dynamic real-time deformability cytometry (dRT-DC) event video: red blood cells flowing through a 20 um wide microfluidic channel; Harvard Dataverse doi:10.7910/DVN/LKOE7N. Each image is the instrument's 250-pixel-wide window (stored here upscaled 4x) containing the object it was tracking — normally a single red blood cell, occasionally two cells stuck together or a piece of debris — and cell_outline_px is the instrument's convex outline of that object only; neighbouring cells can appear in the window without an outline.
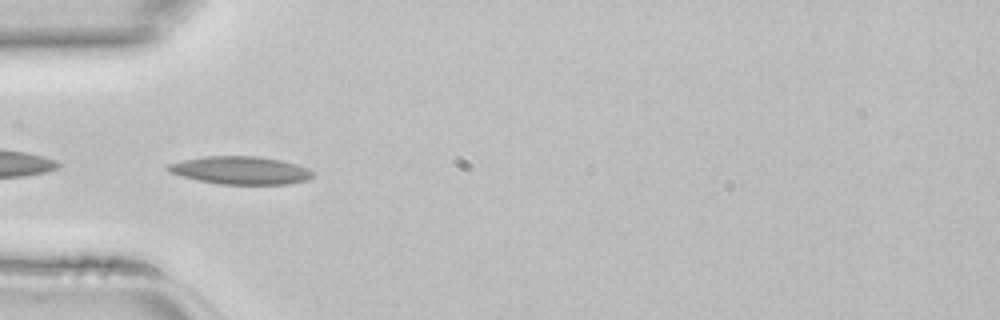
{"species": "common noctule bat (a hibernating species)", "species_latin": "Nyctalus noctula", "temperature_condition": "room temperature", "stored_images_in_passage": 44, "camera_frame_rate_fps": 3000, "um_per_image_px": 0.085, "animal": {"sex": "female", "body_mass_g": 22.7, "forearm_length_mm": 54.2}, "frame": {"image": 1, "passage_image": 14, "time_ms": 4.333, "image_size_px": [1000, 320], "cell_outline_px": [[312, 176], [308, 180], [288, 184], [220, 184], [200, 180], [168, 172], [164, 168], [168, 164], [184, 160], [204, 156], [260, 156], [280, 160], [296, 164], [308, 168], [312, 172]], "centroid_in_image_um": [20.45, 14.47], "position_along_channel_um": 64.6, "area_um2": 23.41}}
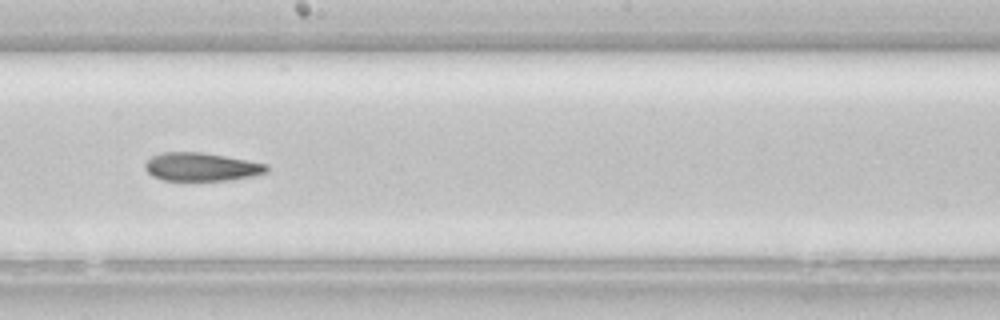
{"frame": {"image": 2, "passage_image": 25, "time_ms": 8.0, "image_size_px": [1000, 320], "cell_outline_px": [[268, 172], [252, 176], [232, 180], [164, 180], [152, 176], [144, 168], [144, 164], [152, 156], [164, 152], [200, 152], [248, 160], [268, 164]], "centroid_in_image_um": [17.13, 14.18], "position_along_channel_um": 231.1, "area_um2": 20.0}}